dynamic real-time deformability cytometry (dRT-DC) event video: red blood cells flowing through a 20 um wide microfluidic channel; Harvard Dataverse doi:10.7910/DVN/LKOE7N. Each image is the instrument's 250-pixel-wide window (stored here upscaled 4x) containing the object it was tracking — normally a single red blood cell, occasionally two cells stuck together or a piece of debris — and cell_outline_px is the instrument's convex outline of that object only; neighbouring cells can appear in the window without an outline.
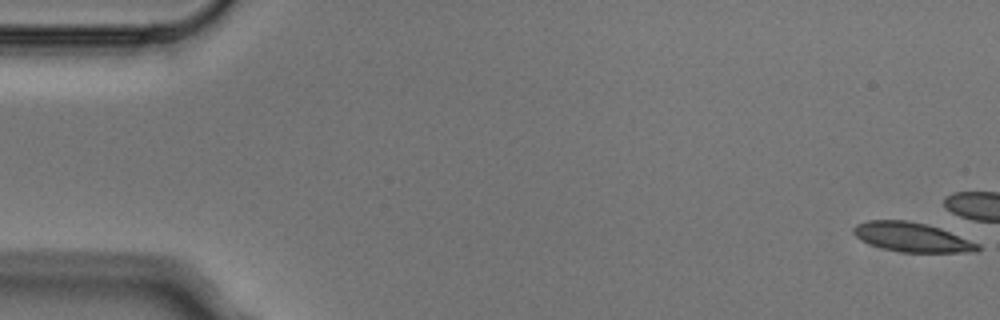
{"species": "Egyptian fruit bat (a non-hibernating species)", "species_latin": "Rousettus aegyptiacus", "temperature_condition": "cold", "stored_images_in_passage": 5, "camera_frame_rate_fps": 3000, "um_per_image_px": 0.085, "animal": {"sex": "male"}, "frame": {"image": 1, "passage_image": 1, "time_ms": 0.0, "image_size_px": [1000, 320], "cell_outline_px": [[980, 248], [976, 252], [900, 252], [868, 244], [860, 240], [852, 232], [852, 228], [856, 224], [868, 220], [908, 220], [928, 224], [940, 228], [980, 244]], "centroid_in_image_um": [77.49, 20.15], "position_along_channel_um": 7.5, "area_um2": 21.33}}